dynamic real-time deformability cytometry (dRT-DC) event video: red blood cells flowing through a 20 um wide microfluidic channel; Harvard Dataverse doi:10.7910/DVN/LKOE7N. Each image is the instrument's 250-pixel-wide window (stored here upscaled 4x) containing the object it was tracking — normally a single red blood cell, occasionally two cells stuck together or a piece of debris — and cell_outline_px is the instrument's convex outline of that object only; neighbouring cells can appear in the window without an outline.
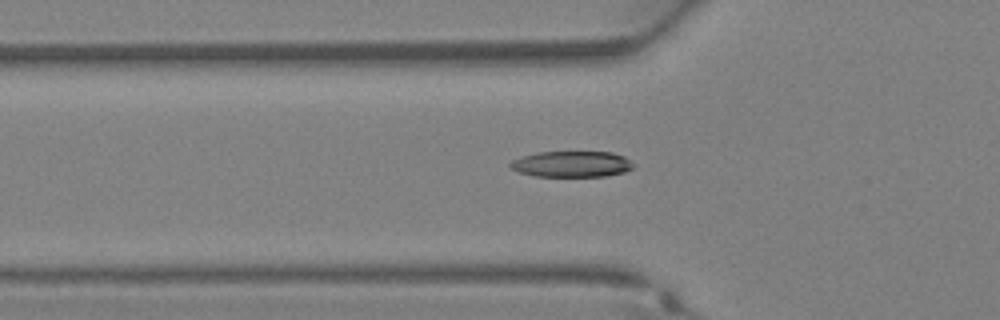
{"species": "Egyptian fruit bat (a non-hibernating species)", "species_latin": "Rousettus aegyptiacus", "temperature_condition": "warm", "stored_images_in_passage": 32, "camera_frame_rate_fps": 3000, "um_per_image_px": 0.085, "animal": {"sex": "female"}, "frame": {"image": 1, "passage_image": 11, "time_ms": 3.333, "image_size_px": [1000, 320], "cell_outline_px": [[636, 164], [632, 168], [624, 172], [608, 176], [536, 176], [520, 172], [508, 168], [508, 164], [512, 160], [524, 156], [540, 152], [612, 152], [624, 156]], "centroid_in_image_um": [48.62, 13.95], "position_along_channel_um": 77.2, "area_um2": 18.67}}
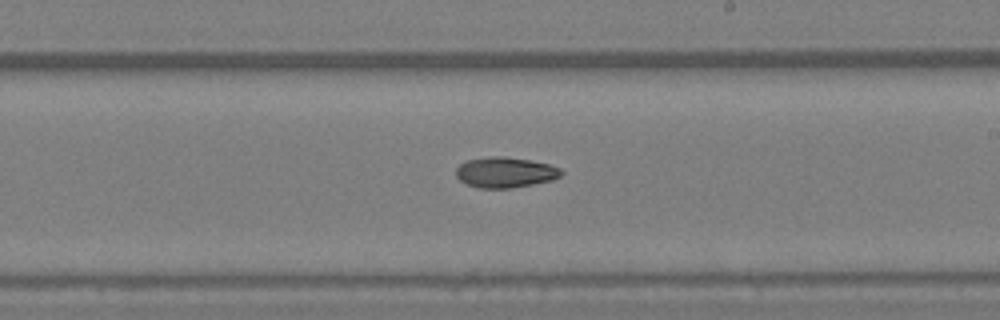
{"frame": {"image": 2, "passage_image": 20, "time_ms": 6.333, "image_size_px": [1000, 320], "cell_outline_px": [[564, 172], [560, 176], [552, 180], [532, 184], [508, 188], [476, 188], [460, 180], [456, 176], [456, 168], [460, 164], [468, 160], [492, 156], [504, 156], [552, 164], [560, 168]], "centroid_in_image_um": [42.96, 14.65], "position_along_channel_um": 246.0, "area_um2": 18.67}}
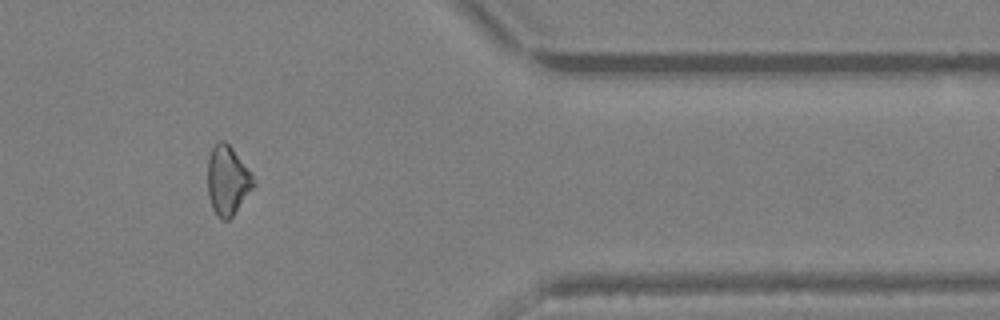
{"frame": {"image": 3, "passage_image": 29, "time_ms": 9.333, "image_size_px": [1000, 320], "cell_outline_px": [[256, 184], [232, 216], [228, 220], [220, 220], [216, 216], [212, 208], [208, 196], [208, 156], [212, 148], [220, 140], [224, 140], [232, 148], [252, 172], [256, 180]], "centroid_in_image_um": [19.35, 15.34], "position_along_channel_um": 392.1, "area_um2": 18.67}}